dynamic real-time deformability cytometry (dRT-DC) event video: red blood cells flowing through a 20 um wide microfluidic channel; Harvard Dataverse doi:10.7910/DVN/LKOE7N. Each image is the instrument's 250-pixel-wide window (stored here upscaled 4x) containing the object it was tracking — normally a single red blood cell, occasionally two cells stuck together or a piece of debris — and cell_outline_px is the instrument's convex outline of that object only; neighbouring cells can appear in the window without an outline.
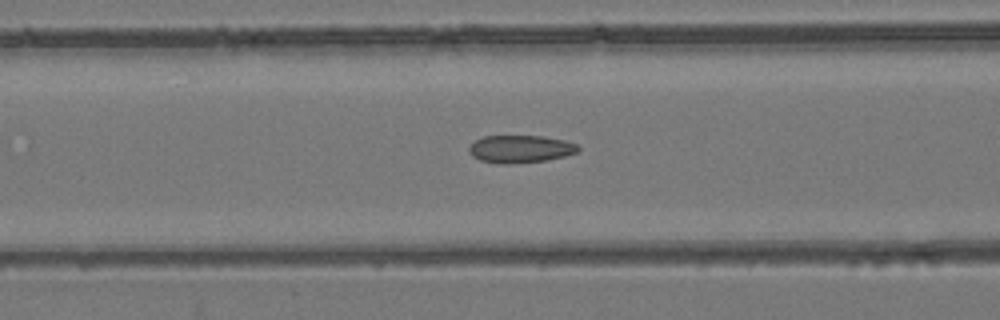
{"species": "common noctule bat (a hibernating species)", "species_latin": "Nyctalus noctula", "temperature_condition": "room temperature", "stored_images_in_passage": 47, "camera_frame_rate_fps": 3000, "um_per_image_px": 0.085, "animal": {"sex": "female", "body_mass_g": 24.6, "forearm_length_mm": 56.2}, "frame": {"image": 1, "passage_image": 15, "time_ms": 4.667, "image_size_px": [1000, 320], "cell_outline_px": [[580, 148], [576, 152], [564, 156], [548, 160], [512, 164], [496, 164], [480, 160], [472, 156], [468, 152], [468, 148], [476, 140], [484, 136], [544, 136], [564, 140], [576, 144]], "centroid_in_image_um": [44.2, 12.67], "position_along_channel_um": 122.4, "area_um2": 17.63}}
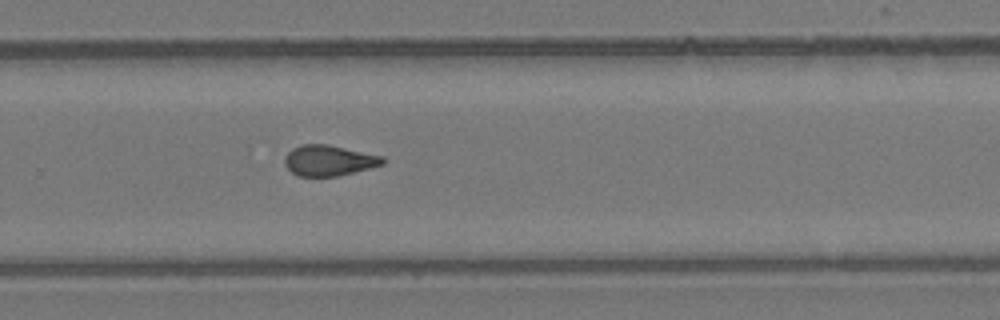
{"frame": {"image": 2, "passage_image": 29, "time_ms": 9.333, "image_size_px": [1000, 320], "cell_outline_px": [[384, 164], [336, 176], [300, 176], [292, 172], [284, 164], [284, 156], [292, 148], [300, 144], [328, 144], [384, 156]], "centroid_in_image_um": [27.93, 13.62], "position_along_channel_um": 301.9, "area_um2": 17.46}}
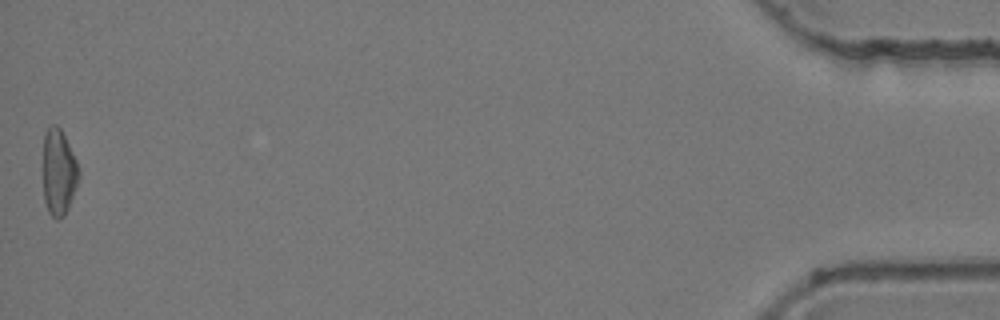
{"frame": {"image": 3, "passage_image": 47, "time_ms": 15.333, "image_size_px": [1000, 320], "cell_outline_px": [[80, 176], [68, 208], [64, 216], [60, 220], [56, 220], [48, 212], [44, 200], [44, 132], [48, 124], [56, 124], [60, 128], [80, 168]], "centroid_in_image_um": [4.99, 14.64], "position_along_channel_um": 430.2, "area_um2": 17.98}, "authors_computed_cell_mechanics": {"area_um2": 17.8024, "velocity_mm_per_s": 3.855, "shape_relaxation_time_tau1_ms": null, "shape_relaxation_time_tau2_ms": 1.8604, "deformation_change_tau1": null, "deformation_change_tau2": 0.0732}}